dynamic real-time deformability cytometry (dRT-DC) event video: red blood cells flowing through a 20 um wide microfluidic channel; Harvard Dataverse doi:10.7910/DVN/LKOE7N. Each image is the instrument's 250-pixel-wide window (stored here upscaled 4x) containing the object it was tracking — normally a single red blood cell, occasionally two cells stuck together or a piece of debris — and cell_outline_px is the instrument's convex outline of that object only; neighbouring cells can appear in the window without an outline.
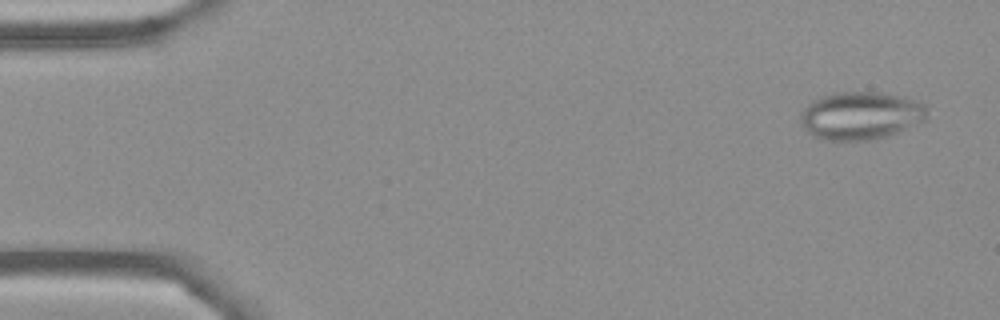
{"species": "Egyptian fruit bat (a non-hibernating species)", "species_latin": "Rousettus aegyptiacus", "temperature_condition": "cold", "stored_images_in_passage": 7, "camera_frame_rate_fps": 3000, "um_per_image_px": 0.085, "frame": {"image": 1, "passage_image": 1, "time_ms": 0.0, "image_size_px": [1000, 320], "cell_outline_px": [[928, 120], [888, 136], [876, 140], [824, 140], [812, 136], [808, 132], [800, 116], [800, 112], [812, 100], [832, 92], [880, 92], [904, 96], [916, 100], [924, 104], [928, 108]], "centroid_in_image_um": [73.22, 9.82], "position_along_channel_um": 11.8, "area_um2": 35.84}}